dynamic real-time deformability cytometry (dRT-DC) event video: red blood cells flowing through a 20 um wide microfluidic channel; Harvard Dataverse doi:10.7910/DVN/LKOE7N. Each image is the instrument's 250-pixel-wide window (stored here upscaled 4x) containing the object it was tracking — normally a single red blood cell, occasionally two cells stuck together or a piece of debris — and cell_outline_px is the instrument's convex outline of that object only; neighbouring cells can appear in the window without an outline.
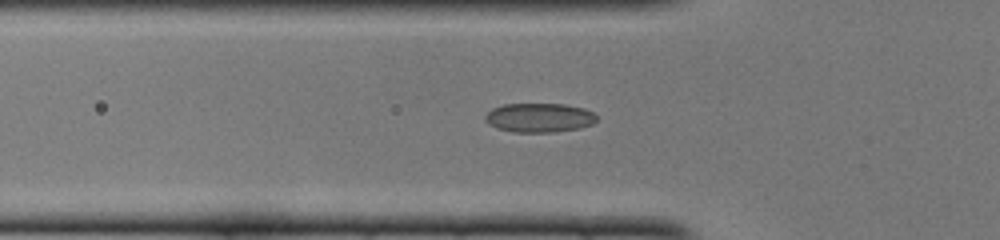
{"species": "common noctule bat (a hibernating species)", "species_latin": "Nyctalus noctula", "temperature_condition": "cold", "stored_images_in_passage": 27, "camera_frame_rate_fps": 3000, "um_per_image_px": 0.085, "animal": {"sex": "female", "body_mass_g": 22.0, "forearm_length_mm": 56.7}, "frame": {"image": 1, "passage_image": 3, "time_ms": 0.667, "image_size_px": [1000, 240], "cell_outline_px": [[596, 120], [592, 124], [580, 128], [552, 132], [512, 132], [496, 128], [488, 124], [484, 120], [484, 116], [492, 108], [504, 104], [564, 104], [584, 108], [592, 112], [596, 116]], "centroid_in_image_um": [45.8, 10.0], "position_along_channel_um": 80.0, "area_um2": 19.02}}
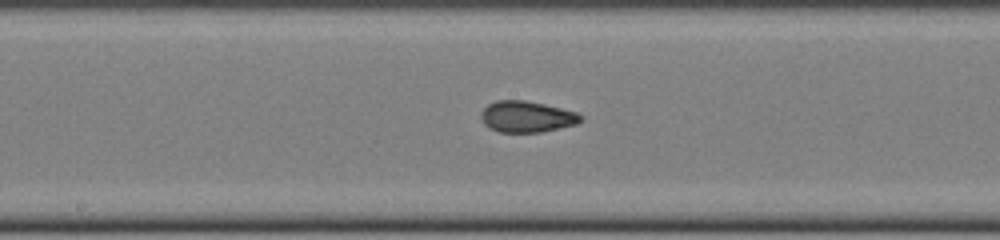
{"frame": {"image": 2, "passage_image": 12, "time_ms": 3.667, "image_size_px": [1000, 240], "cell_outline_px": [[584, 120], [576, 124], [560, 128], [540, 132], [500, 132], [488, 128], [484, 124], [480, 116], [480, 112], [488, 104], [496, 100], [524, 100], [544, 104], [576, 112], [584, 116]], "centroid_in_image_um": [44.77, 9.92], "position_along_channel_um": 203.4, "area_um2": 18.26}}
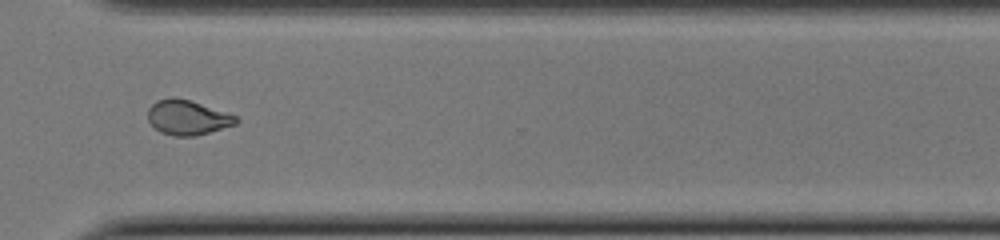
{"frame": {"image": 3, "passage_image": 23, "time_ms": 7.333, "image_size_px": [1000, 240], "cell_outline_px": [[240, 120], [236, 124], [196, 136], [172, 136], [160, 132], [148, 120], [148, 108], [156, 100], [172, 96], [192, 100], [236, 116]], "centroid_in_image_um": [15.92, 9.97], "position_along_channel_um": 354.7, "area_um2": 17.98}, "authors_computed_cell_mechanics": {"area_um2": 18.2648, "velocity_mm_per_s": 4.1135, "shape_relaxation_time_tau1_ms": null, "shape_relaxation_time_tau2_ms": 1.2851, "deformation_change_tau1": null, "deformation_change_tau2": 0.063}}